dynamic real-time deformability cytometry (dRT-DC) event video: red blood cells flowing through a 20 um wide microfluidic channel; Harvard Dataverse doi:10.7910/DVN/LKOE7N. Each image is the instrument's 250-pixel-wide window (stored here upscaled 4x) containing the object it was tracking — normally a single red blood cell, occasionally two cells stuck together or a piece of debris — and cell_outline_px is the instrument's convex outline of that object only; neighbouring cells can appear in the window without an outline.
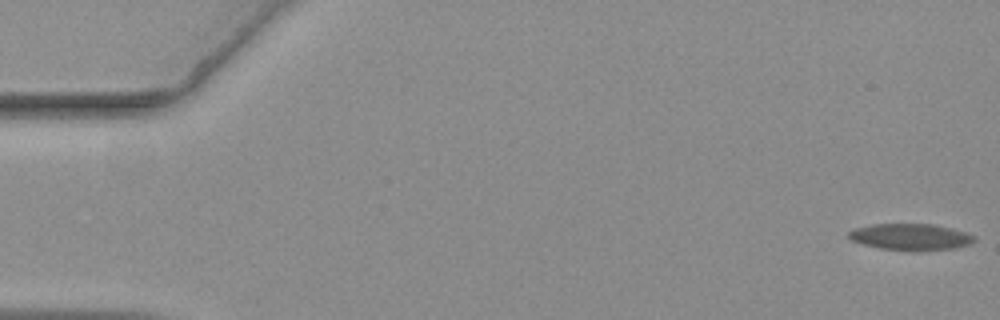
{"species": "common noctule bat (a hibernating species)", "species_latin": "Nyctalus noctula", "temperature_condition": "warm", "stored_images_in_passage": 62, "camera_frame_rate_fps": 3000, "um_per_image_px": 0.085, "animal": {"sex": "female", "body_mass_g": 19.3, "forearm_length_mm": 54.1}, "frame": {"image": 1, "passage_image": 1, "time_ms": 0.0, "image_size_px": [1000, 320], "cell_outline_px": [[976, 240], [968, 244], [956, 248], [920, 252], [908, 252], [880, 248], [864, 244], [852, 240], [848, 236], [848, 232], [856, 228], [872, 224], [932, 224], [964, 232], [976, 236]], "centroid_in_image_um": [77.41, 20.16], "position_along_channel_um": 7.6, "area_um2": 19.54}}
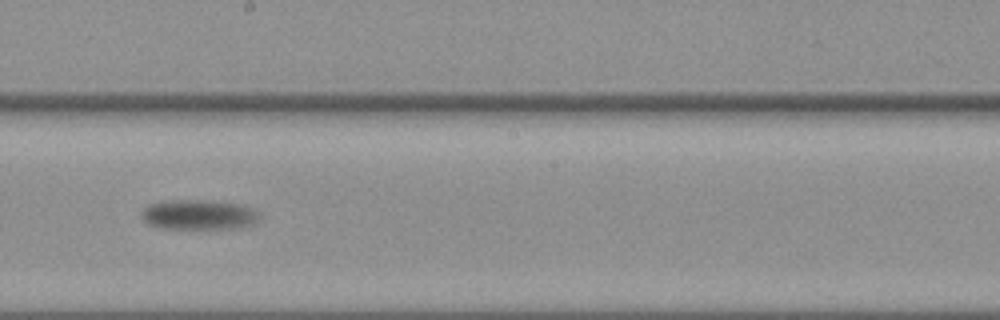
{"frame": {"image": 2, "passage_image": 35, "time_ms": 11.333, "image_size_px": [1000, 320], "cell_outline_px": [[260, 220], [252, 224], [240, 228], [216, 232], [156, 228], [148, 224], [140, 216], [140, 212], [148, 204], [168, 200], [208, 200], [236, 204], [256, 208], [260, 216]], "centroid_in_image_um": [16.91, 18.31], "position_along_channel_um": 231.3, "area_um2": 22.02}}
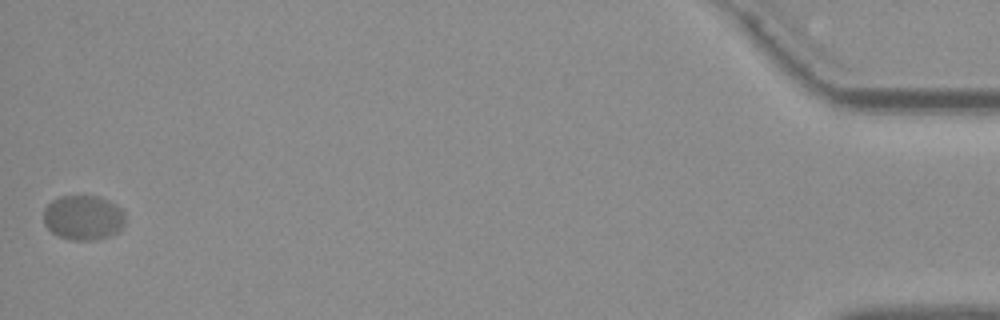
{"frame": {"image": 3, "passage_image": 62, "time_ms": 20.333, "image_size_px": [1000, 320], "cell_outline_px": [[124, 224], [120, 232], [108, 236], [92, 240], [72, 240], [60, 236], [52, 232], [44, 224], [44, 208], [52, 200], [60, 196], [100, 196], [116, 204], [124, 212]], "centroid_in_image_um": [7.09, 18.49], "position_along_channel_um": 428.1, "area_um2": 21.39}, "authors_computed_cell_mechanics": {"area_um2": 20.2589, "velocity_mm_per_s": 3.33, "shape_relaxation_time_tau1_ms": 6.3516, "shape_relaxation_time_tau2_ms": null, "deformation_change_tau1": 0.115, "deformation_change_tau2": null}}